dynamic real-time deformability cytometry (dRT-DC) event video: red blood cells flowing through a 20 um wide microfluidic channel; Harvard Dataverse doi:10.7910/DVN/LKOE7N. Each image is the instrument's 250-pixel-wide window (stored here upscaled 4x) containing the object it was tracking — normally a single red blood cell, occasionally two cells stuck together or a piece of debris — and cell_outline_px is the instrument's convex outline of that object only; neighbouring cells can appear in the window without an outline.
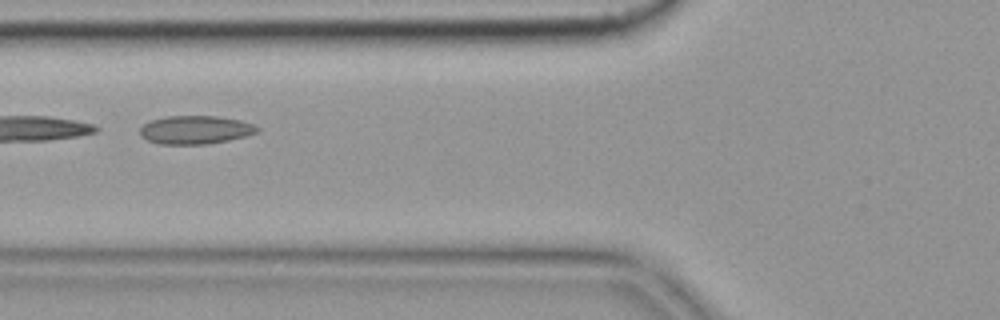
{"species": "common noctule bat (a hibernating species)", "species_latin": "Nyctalus noctula", "temperature_condition": "cold", "stored_images_in_passage": 6, "camera_frame_rate_fps": 3000, "um_per_image_px": 0.085, "animal": {"sex": "female", "body_mass_g": 19.9}, "frame": {"image": 1, "passage_image": 2, "time_ms": 0.333, "image_size_px": [1000, 320], "cell_outline_px": [[260, 132], [248, 136], [208, 144], [160, 144], [148, 140], [140, 136], [140, 128], [144, 124], [152, 120], [164, 116], [216, 116], [240, 120], [252, 124], [260, 128]], "centroid_in_image_um": [16.63, 11.04], "position_along_channel_um": 109.2, "area_um2": 19.48}}